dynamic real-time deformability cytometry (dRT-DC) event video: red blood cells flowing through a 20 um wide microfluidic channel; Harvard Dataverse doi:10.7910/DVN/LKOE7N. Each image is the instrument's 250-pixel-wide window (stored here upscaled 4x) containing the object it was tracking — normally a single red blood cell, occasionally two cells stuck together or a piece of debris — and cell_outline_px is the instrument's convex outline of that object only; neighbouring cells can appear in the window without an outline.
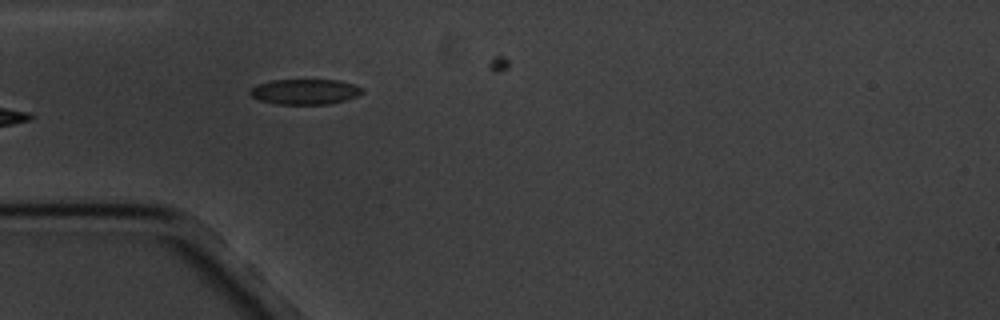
{"species": "common noctule bat (a hibernating species)", "species_latin": "Nyctalus noctula", "temperature_condition": "cold", "stored_images_in_passage": 6, "camera_frame_rate_fps": 3000, "um_per_image_px": 0.085, "animal": {"sex": "male", "body_mass_g": 20.1, "forearm_length_mm": 53.5}, "frame": {"image": 1, "passage_image": 6, "time_ms": 6.0, "image_size_px": [1000, 320], "cell_outline_px": [[364, 92], [356, 96], [344, 100], [328, 104], [276, 104], [260, 100], [252, 96], [248, 92], [252, 88], [260, 84], [272, 80], [340, 80], [364, 88]], "centroid_in_image_um": [25.94, 7.79], "position_along_channel_um": 59.1, "area_um2": 16.42}}